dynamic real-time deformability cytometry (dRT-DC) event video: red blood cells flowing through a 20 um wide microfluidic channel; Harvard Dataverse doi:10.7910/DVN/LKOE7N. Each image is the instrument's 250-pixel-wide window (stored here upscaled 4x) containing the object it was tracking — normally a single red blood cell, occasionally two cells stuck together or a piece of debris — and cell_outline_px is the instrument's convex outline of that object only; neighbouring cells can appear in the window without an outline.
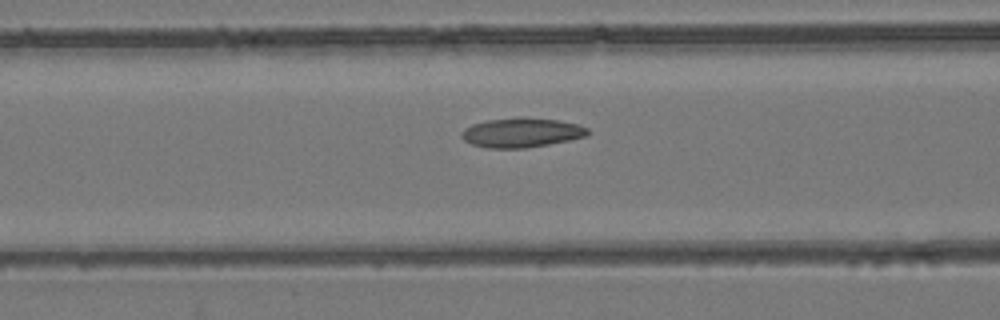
{"species": "common noctule bat (a hibernating species)", "species_latin": "Nyctalus noctula", "temperature_condition": "room temperature", "stored_images_in_passage": 55, "camera_frame_rate_fps": 3000, "um_per_image_px": 0.085, "animal": {"sex": "female", "body_mass_g": 24.6, "forearm_length_mm": 56.2}, "frame": {"image": 1, "passage_image": 23, "time_ms": 7.333, "image_size_px": [1000, 320], "cell_outline_px": [[588, 136], [548, 144], [524, 148], [488, 148], [472, 144], [464, 140], [460, 136], [460, 132], [464, 128], [472, 124], [488, 120], [520, 116], [524, 116], [556, 120], [576, 124], [588, 128]], "centroid_in_image_um": [44.29, 11.26], "position_along_channel_um": 122.3, "area_um2": 21.73}}
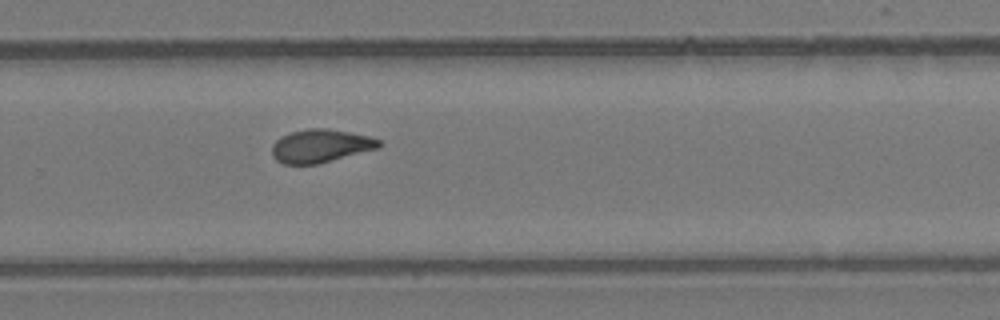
{"frame": {"image": 2, "passage_image": 37, "time_ms": 12.0, "image_size_px": [1000, 320], "cell_outline_px": [[380, 148], [316, 164], [284, 164], [276, 160], [272, 156], [272, 144], [280, 136], [292, 132], [308, 128], [328, 128], [368, 136], [380, 140]], "centroid_in_image_um": [27.22, 12.4], "position_along_channel_um": 302.6, "area_um2": 20.63}}
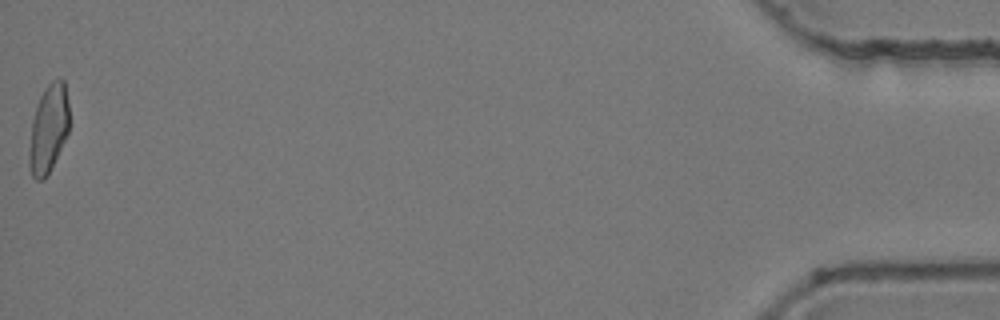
{"frame": {"image": 3, "passage_image": 55, "time_ms": 18.0, "image_size_px": [1000, 320], "cell_outline_px": [[68, 132], [44, 180], [36, 180], [32, 176], [28, 164], [28, 160], [32, 120], [40, 96], [44, 88], [52, 80], [60, 76], [64, 80], [68, 100]], "centroid_in_image_um": [4.11, 10.89], "position_along_channel_um": 431.1, "area_um2": 20.35}, "authors_computed_cell_mechanics": {"area_um2": 20.9814, "velocity_mm_per_s": 3.877, "shape_relaxation_time_tau1_ms": null, "shape_relaxation_time_tau2_ms": 2.939, "deformation_change_tau1": null, "deformation_change_tau2": 0.0816}}